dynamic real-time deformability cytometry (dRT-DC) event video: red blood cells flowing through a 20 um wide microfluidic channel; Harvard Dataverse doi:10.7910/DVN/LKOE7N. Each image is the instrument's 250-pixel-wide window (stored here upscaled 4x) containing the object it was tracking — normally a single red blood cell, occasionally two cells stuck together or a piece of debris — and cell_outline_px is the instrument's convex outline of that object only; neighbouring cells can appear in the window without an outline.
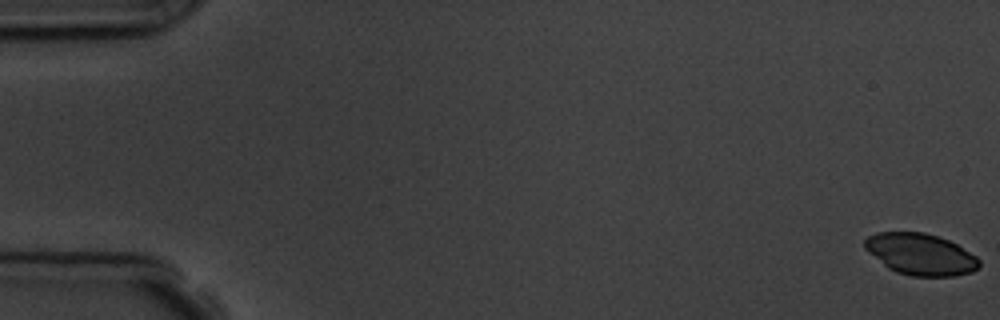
{"species": "common noctule bat (a hibernating species)", "species_latin": "Nyctalus noctula", "temperature_condition": "room temperature", "stored_images_in_passage": 7, "camera_frame_rate_fps": 3000, "um_per_image_px": 0.085, "animal": {"sex": "male", "body_mass_g": 19.5, "forearm_length_mm": 54.6}, "frame": {"image": 1, "passage_image": 1, "time_ms": 0.0, "image_size_px": [1000, 320], "cell_outline_px": [[980, 264], [972, 272], [952, 276], [912, 276], [896, 272], [888, 268], [868, 252], [864, 248], [864, 240], [868, 236], [876, 232], [924, 232], [948, 240], [956, 244], [976, 256], [980, 260]], "centroid_in_image_um": [78.22, 21.61], "position_along_channel_um": 6.8, "area_um2": 27.57}}